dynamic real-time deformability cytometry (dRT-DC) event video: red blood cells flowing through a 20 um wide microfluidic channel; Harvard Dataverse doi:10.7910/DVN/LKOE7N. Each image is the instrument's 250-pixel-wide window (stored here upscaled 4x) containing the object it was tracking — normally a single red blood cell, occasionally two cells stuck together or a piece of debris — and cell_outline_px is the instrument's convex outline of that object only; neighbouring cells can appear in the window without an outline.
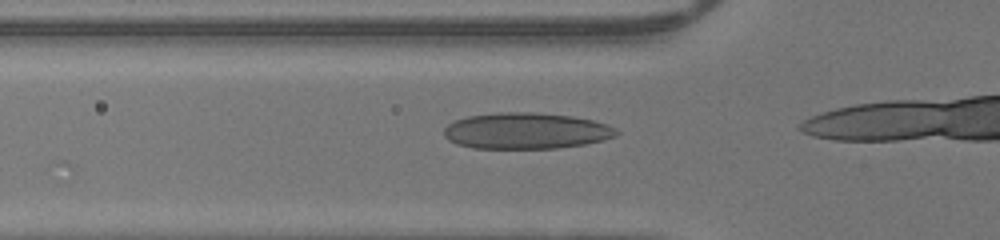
{"species": "human", "species_latin": "Homo sapiens", "temperature_condition": "warm", "stored_images_in_passage": 15, "camera_frame_rate_fps": 3000, "um_per_image_px": 0.085, "donor": {"sex": "male"}, "frame": {"image": 1, "passage_image": 11, "time_ms": 3.333, "image_size_px": [1000, 240], "cell_outline_px": [[620, 132], [616, 136], [604, 140], [584, 144], [556, 148], [472, 148], [456, 144], [448, 140], [444, 136], [444, 128], [448, 124], [456, 120], [468, 116], [500, 112], [532, 112], [572, 116], [592, 120], [608, 124], [616, 128]], "centroid_in_image_um": [44.73, 11.12], "position_along_channel_um": 81.1, "area_um2": 36.47}}
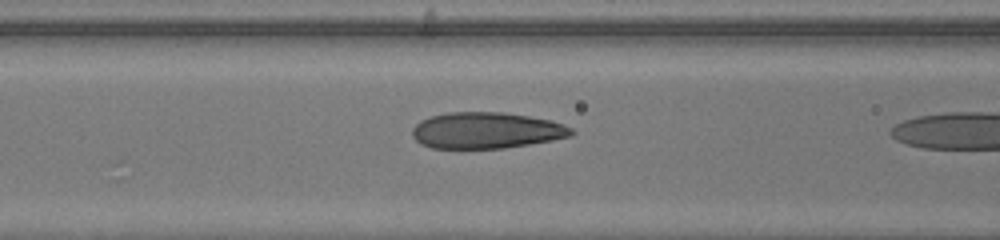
{"frame": {"image": 2, "passage_image": 14, "time_ms": 4.333, "image_size_px": [1000, 240], "cell_outline_px": [[576, 132], [572, 136], [552, 140], [504, 148], [432, 148], [420, 144], [412, 136], [412, 128], [420, 120], [432, 116], [448, 112], [504, 112], [552, 120], [564, 124], [572, 128]], "centroid_in_image_um": [41.35, 11.08], "position_along_channel_um": 125.2, "area_um2": 33.76}}